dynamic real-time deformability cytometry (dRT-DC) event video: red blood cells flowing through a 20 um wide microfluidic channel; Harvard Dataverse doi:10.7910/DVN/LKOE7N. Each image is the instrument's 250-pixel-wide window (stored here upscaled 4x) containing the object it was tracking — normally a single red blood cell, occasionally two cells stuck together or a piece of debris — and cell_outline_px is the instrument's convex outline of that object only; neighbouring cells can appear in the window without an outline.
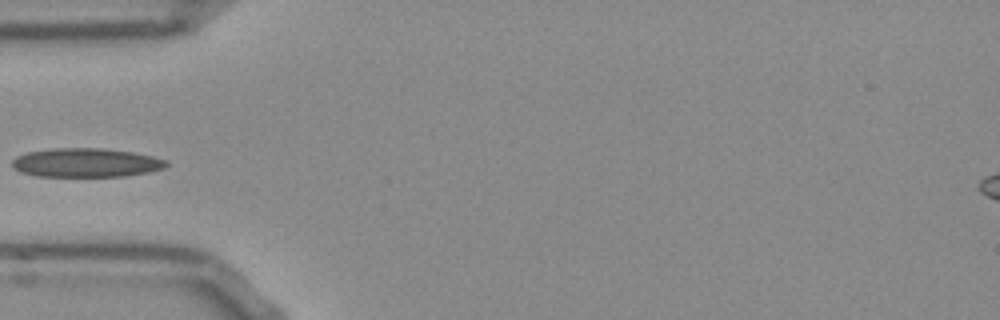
{"species": "Egyptian fruit bat (a non-hibernating species)", "species_latin": "Rousettus aegyptiacus", "temperature_condition": "room temperature", "stored_images_in_passage": 32, "camera_frame_rate_fps": 3000, "um_per_image_px": 0.085, "frame": {"image": 1, "passage_image": 1, "time_ms": 0.0, "image_size_px": [1000, 320], "cell_outline_px": [[168, 164], [164, 168], [148, 172], [124, 176], [36, 176], [20, 172], [12, 168], [12, 160], [16, 156], [28, 152], [52, 148], [104, 148], [132, 152], [152, 156], [168, 160]], "centroid_in_image_um": [7.29, 13.82], "position_along_channel_um": 77.7, "area_um2": 26.07}}
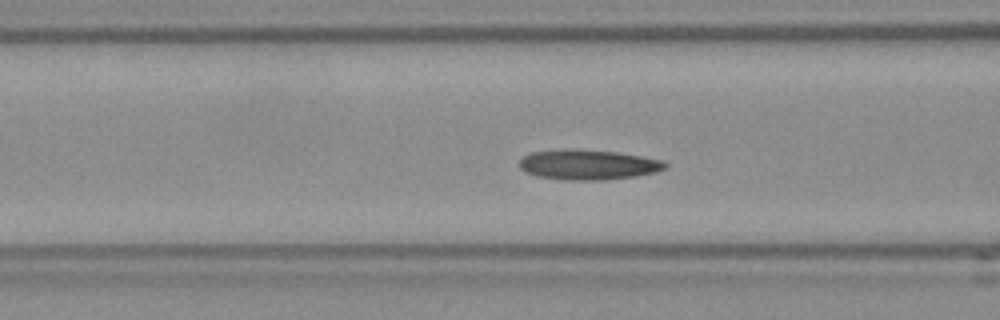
{"frame": {"image": 2, "passage_image": 4, "time_ms": 1.0, "image_size_px": [1000, 320], "cell_outline_px": [[668, 164], [664, 168], [656, 172], [636, 176], [608, 180], [564, 180], [536, 176], [524, 172], [516, 164], [524, 156], [532, 152], [616, 152], [640, 156], [660, 160]], "centroid_in_image_um": [49.99, 14.06], "position_along_channel_um": 116.6, "area_um2": 24.51}}
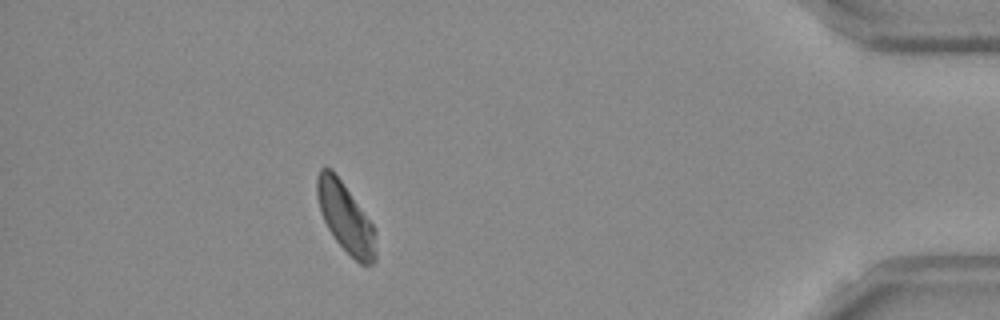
{"frame": {"image": 3, "passage_image": 31, "time_ms": 10.0, "image_size_px": [1000, 320], "cell_outline_px": [[376, 260], [372, 264], [360, 264], [336, 240], [328, 228], [324, 220], [316, 196], [316, 176], [320, 168], [332, 168], [372, 224], [376, 252]], "centroid_in_image_um": [29.33, 18.47], "position_along_channel_um": 405.9, "area_um2": 23.12}}